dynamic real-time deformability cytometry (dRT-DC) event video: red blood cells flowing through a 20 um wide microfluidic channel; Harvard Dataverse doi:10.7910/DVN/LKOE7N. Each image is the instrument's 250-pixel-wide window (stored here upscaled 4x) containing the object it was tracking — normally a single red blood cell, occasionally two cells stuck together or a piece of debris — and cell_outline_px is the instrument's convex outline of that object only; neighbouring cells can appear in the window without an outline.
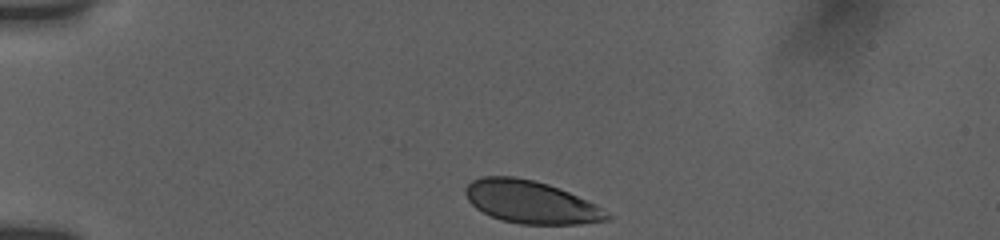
{"species": "human", "species_latin": "Homo sapiens", "temperature_condition": "room temperature", "stored_images_in_passage": 24, "camera_frame_rate_fps": 3000, "um_per_image_px": 0.085, "donor": {"sex": "female"}, "frame": {"image": 1, "passage_image": 1, "time_ms": 0.0, "image_size_px": [1000, 240], "cell_outline_px": [[612, 216], [608, 220], [580, 224], [520, 224], [500, 220], [476, 208], [468, 200], [464, 192], [464, 188], [472, 180], [480, 176], [512, 176], [532, 180], [548, 184], [588, 200], [596, 204]], "centroid_in_image_um": [45.11, 17.17], "position_along_channel_um": 39.9, "area_um2": 35.14}}
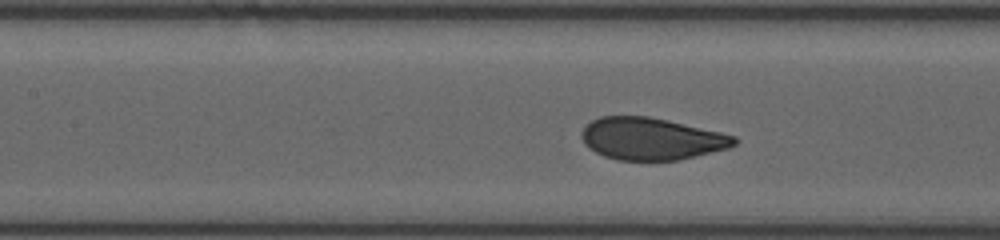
{"frame": {"image": 2, "passage_image": 15, "time_ms": 4.333, "image_size_px": [1000, 240], "cell_outline_px": [[740, 140], [736, 144], [728, 148], [680, 160], [616, 160], [604, 156], [588, 148], [584, 144], [580, 136], [584, 128], [592, 120], [600, 116], [648, 116], [668, 120], [720, 132], [736, 136]], "centroid_in_image_um": [55.37, 11.8], "position_along_channel_um": 152.0, "area_um2": 37.57}}
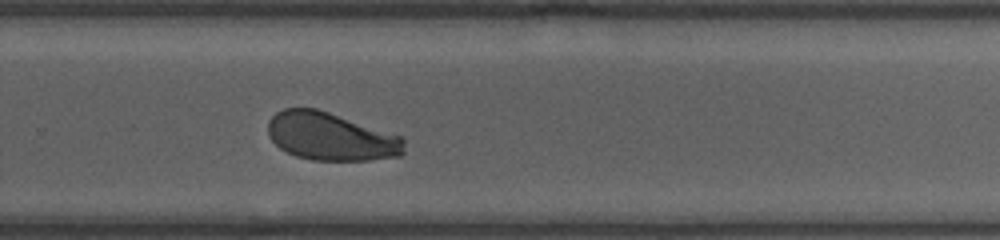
{"frame": {"image": 3, "passage_image": 24, "time_ms": 8.333, "image_size_px": [1000, 240], "cell_outline_px": [[404, 152], [400, 156], [368, 160], [312, 160], [296, 156], [280, 148], [268, 136], [268, 120], [276, 112], [284, 108], [316, 108], [404, 136]], "centroid_in_image_um": [28.13, 11.6], "position_along_channel_um": 301.7, "area_um2": 38.26}}